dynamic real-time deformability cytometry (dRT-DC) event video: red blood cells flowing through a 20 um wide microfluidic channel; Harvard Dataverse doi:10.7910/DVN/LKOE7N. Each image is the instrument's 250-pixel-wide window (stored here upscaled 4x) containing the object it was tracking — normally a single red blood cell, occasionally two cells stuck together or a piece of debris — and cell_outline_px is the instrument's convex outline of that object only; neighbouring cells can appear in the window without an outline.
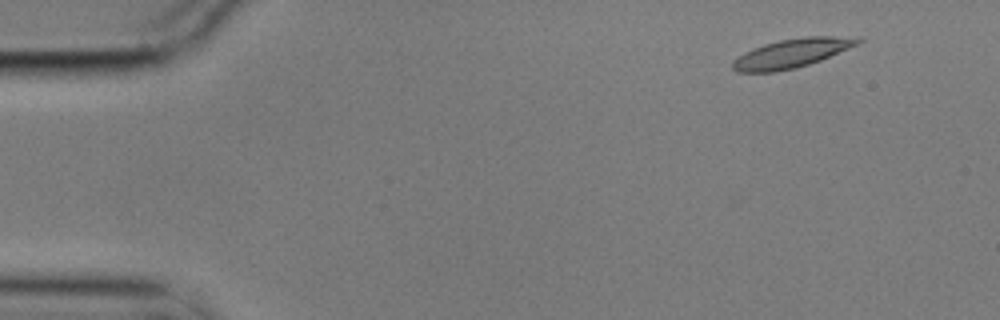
{"species": "common noctule bat (a hibernating species)", "species_latin": "Nyctalus noctula", "temperature_condition": "cold", "stored_images_in_passage": 5, "camera_frame_rate_fps": 3000, "um_per_image_px": 0.085, "animal": {"sex": "male", "body_mass_g": 17.9}, "frame": {"image": 1, "passage_image": 2, "time_ms": 0.333, "image_size_px": [1000, 320], "cell_outline_px": [[864, 40], [848, 48], [820, 60], [796, 68], [776, 72], [736, 72], [732, 68], [732, 60], [744, 52], [764, 44], [780, 40], [804, 36], [860, 36]], "centroid_in_image_um": [67.29, 4.52], "position_along_channel_um": 17.7, "area_um2": 21.15}}
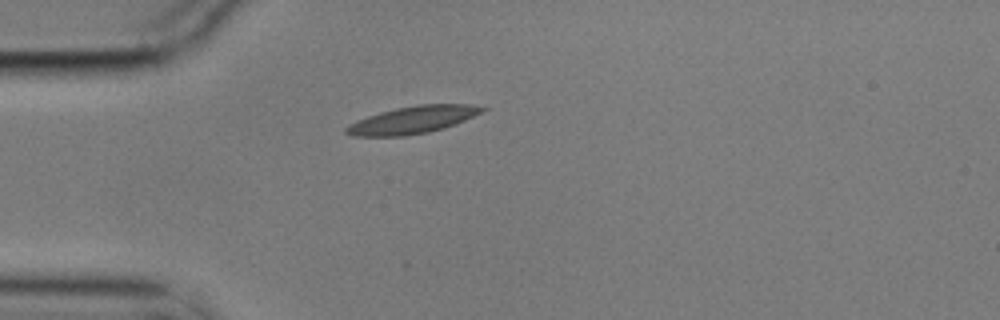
{"frame": {"image": 2, "passage_image": 5, "time_ms": 1.333, "image_size_px": [1000, 320], "cell_outline_px": [[488, 108], [464, 120], [444, 128], [428, 132], [404, 136], [352, 136], [344, 132], [344, 128], [348, 124], [356, 120], [380, 112], [396, 108], [420, 104], [472, 104]], "centroid_in_image_um": [35.02, 10.19], "position_along_channel_um": 50.0, "area_um2": 21.56}}